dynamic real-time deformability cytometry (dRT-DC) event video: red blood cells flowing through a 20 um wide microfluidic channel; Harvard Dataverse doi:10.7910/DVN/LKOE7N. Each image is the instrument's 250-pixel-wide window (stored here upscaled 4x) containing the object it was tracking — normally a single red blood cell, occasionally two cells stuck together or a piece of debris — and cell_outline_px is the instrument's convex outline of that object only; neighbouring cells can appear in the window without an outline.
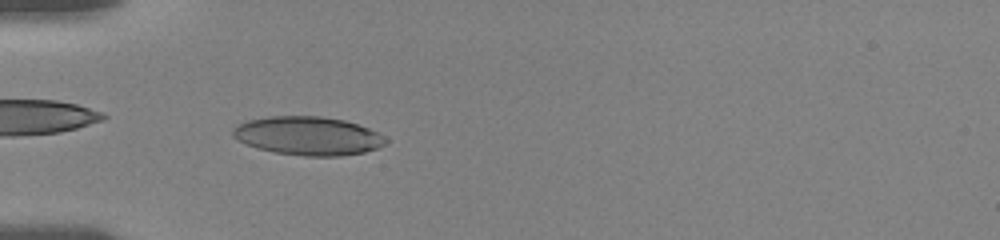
{"species": "human", "species_latin": "Homo sapiens", "temperature_condition": "room temperature", "stored_images_in_passage": 55, "camera_frame_rate_fps": 3000, "um_per_image_px": 0.085, "donor": {"sex": "female"}, "frame": {"image": 1, "passage_image": 17, "time_ms": 5.333, "image_size_px": [1000, 240], "cell_outline_px": [[388, 140], [384, 144], [376, 148], [364, 152], [340, 156], [304, 156], [276, 152], [260, 148], [236, 140], [232, 136], [232, 128], [236, 124], [248, 120], [268, 116], [320, 116], [344, 120], [368, 128], [384, 136]], "centroid_in_image_um": [26.15, 11.54], "position_along_channel_um": 58.9, "area_um2": 34.22}}
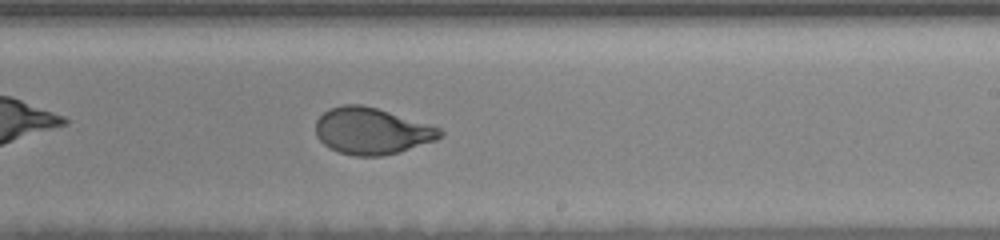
{"frame": {"image": 2, "passage_image": 34, "time_ms": 11.0, "image_size_px": [1000, 240], "cell_outline_px": [[444, 136], [436, 140], [400, 152], [380, 156], [352, 156], [328, 148], [316, 136], [316, 120], [328, 108], [344, 104], [360, 104], [376, 108], [440, 128], [444, 132]], "centroid_in_image_um": [31.58, 11.14], "position_along_channel_um": 257.4, "area_um2": 33.7}}
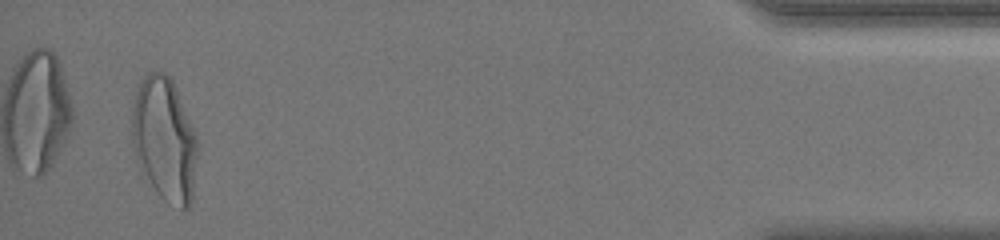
{"frame": {"image": 3, "passage_image": 53, "time_ms": 17.333, "image_size_px": [1000, 240], "cell_outline_px": [[196, 156], [192, 200], [188, 208], [180, 208], [164, 200], [160, 196], [152, 184], [136, 156], [132, 144], [132, 104], [140, 80], [148, 72], [164, 72], [172, 80], [176, 88], [196, 132]], "centroid_in_image_um": [13.98, 11.79], "position_along_channel_um": 421.2, "area_um2": 46.59}, "authors_computed_cell_mechanics": {"area_um2": 34.2176, "velocity_mm_per_s": 3.6295, "shape_relaxation_time_tau1_ms": 4.5542, "shape_relaxation_time_tau2_ms": null, "deformation_change_tau1": 0.171, "deformation_change_tau2": null}}